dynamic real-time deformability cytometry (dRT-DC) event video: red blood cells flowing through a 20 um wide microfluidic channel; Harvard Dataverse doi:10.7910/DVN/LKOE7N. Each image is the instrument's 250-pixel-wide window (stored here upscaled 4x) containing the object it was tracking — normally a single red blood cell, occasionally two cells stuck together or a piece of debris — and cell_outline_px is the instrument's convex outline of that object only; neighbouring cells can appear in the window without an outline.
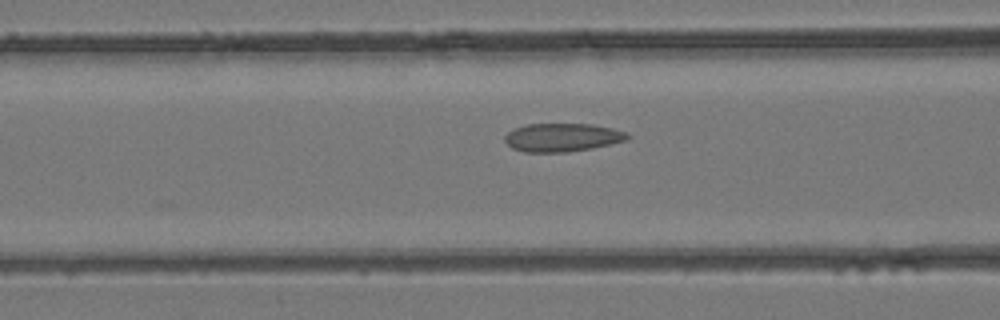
{"species": "common noctule bat (a hibernating species)", "species_latin": "Nyctalus noctula", "temperature_condition": "room temperature", "stored_images_in_passage": 27, "camera_frame_rate_fps": 3000, "um_per_image_px": 0.085, "animal": {"sex": "female", "body_mass_g": 24.6, "forearm_length_mm": 56.2}, "frame": {"image": 1, "passage_image": 7, "time_ms": 2.0, "image_size_px": [1000, 320], "cell_outline_px": [[632, 136], [628, 140], [592, 148], [568, 152], [524, 152], [512, 148], [504, 140], [504, 136], [512, 128], [528, 124], [592, 124], [612, 128], [628, 132]], "centroid_in_image_um": [47.81, 11.68], "position_along_channel_um": 118.8, "area_um2": 20.46}}
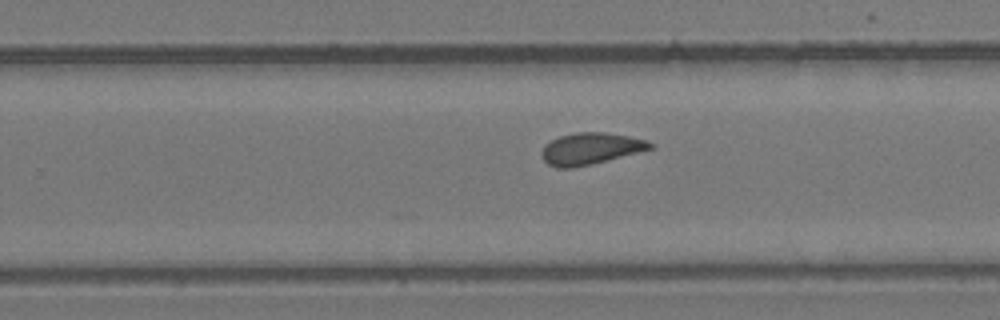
{"frame": {"image": 2, "passage_image": 17, "time_ms": 5.333, "image_size_px": [1000, 320], "cell_outline_px": [[656, 148], [592, 164], [572, 168], [556, 168], [548, 164], [544, 160], [540, 152], [544, 144], [560, 136], [576, 132], [604, 132], [628, 136], [648, 140]], "centroid_in_image_um": [50.2, 12.64], "position_along_channel_um": 279.6, "area_um2": 20.17}}
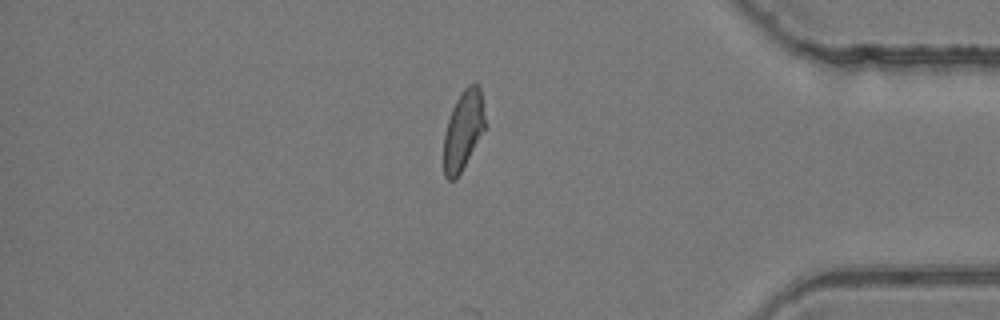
{"frame": {"image": 3, "passage_image": 26, "time_ms": 8.333, "image_size_px": [1000, 320], "cell_outline_px": [[488, 128], [456, 180], [448, 180], [444, 176], [444, 136], [448, 120], [452, 108], [460, 92], [468, 84], [480, 84]], "centroid_in_image_um": [39.43, 11.06], "position_along_channel_um": 395.8, "area_um2": 19.88}}